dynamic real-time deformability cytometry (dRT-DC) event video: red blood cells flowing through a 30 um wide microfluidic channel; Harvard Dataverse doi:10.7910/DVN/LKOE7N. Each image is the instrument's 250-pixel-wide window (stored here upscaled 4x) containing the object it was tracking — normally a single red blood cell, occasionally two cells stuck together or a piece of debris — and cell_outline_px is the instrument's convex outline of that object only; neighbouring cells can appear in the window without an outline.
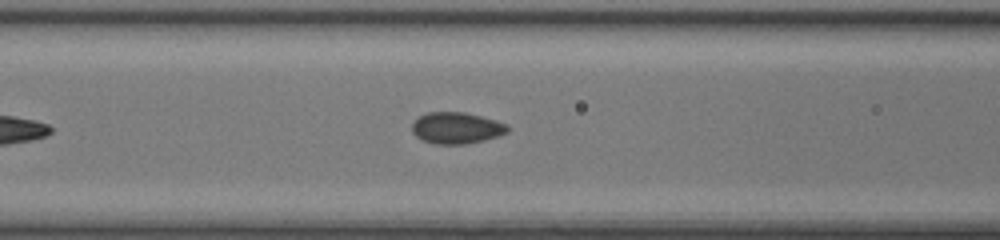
{"species": "common noctule bat (a hibernating species)", "species_latin": "Nyctalus noctula", "temperature_condition": "room temperature", "stored_images_in_passage": 15, "camera_frame_rate_fps": 3000, "um_per_image_px": 0.085, "animal": {"sex": "female", "body_mass_g": 17.0, "forearm_length_mm": 48.0}, "frame": {"image": 1, "passage_image": 5, "time_ms": 1.333, "image_size_px": [1000, 240], "cell_outline_px": [[508, 132], [500, 136], [484, 140], [464, 144], [436, 144], [424, 140], [416, 136], [412, 132], [412, 124], [420, 116], [428, 112], [464, 112], [496, 120], [508, 124]], "centroid_in_image_um": [38.83, 10.88], "position_along_channel_um": 127.8, "area_um2": 17.46}}